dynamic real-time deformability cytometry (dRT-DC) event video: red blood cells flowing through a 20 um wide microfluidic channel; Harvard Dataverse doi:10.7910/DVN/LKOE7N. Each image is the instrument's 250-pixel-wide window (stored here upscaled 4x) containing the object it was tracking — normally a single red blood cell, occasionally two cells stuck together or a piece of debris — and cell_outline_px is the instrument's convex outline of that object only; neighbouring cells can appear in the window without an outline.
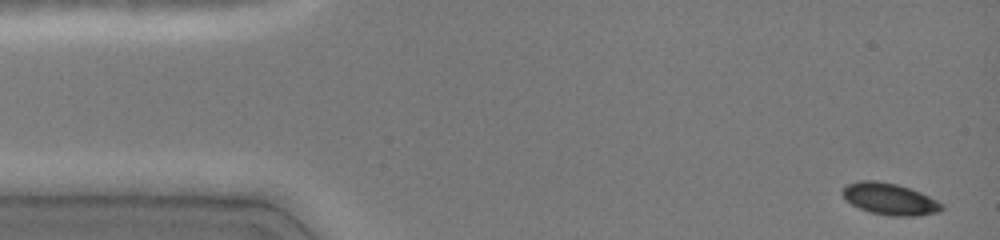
{"species": "common noctule bat (a hibernating species)", "species_latin": "Nyctalus noctula", "temperature_condition": "cold", "stored_images_in_passage": 46, "camera_frame_rate_fps": 3000, "um_per_image_px": 0.085, "animal": {"sex": "female", "body_mass_g": 19.0, "forearm_length_mm": 51.5}, "frame": {"image": 1, "passage_image": 2, "time_ms": 0.333, "image_size_px": [1000, 240], "cell_outline_px": [[944, 208], [940, 212], [916, 216], [892, 216], [872, 212], [860, 208], [852, 204], [840, 192], [848, 184], [860, 180], [876, 180], [896, 184], [920, 192], [944, 204]], "centroid_in_image_um": [75.66, 16.91], "position_along_channel_um": 9.3, "area_um2": 18.15}}
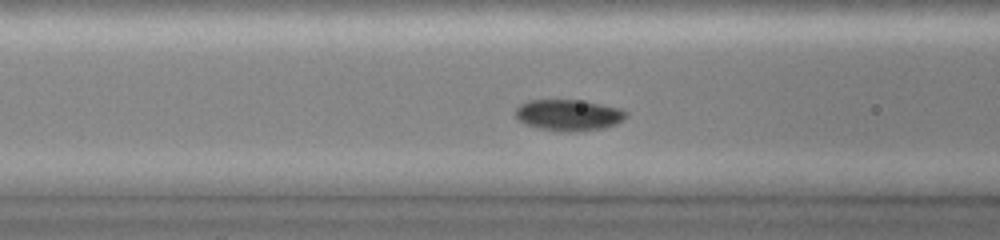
{"frame": {"image": 2, "passage_image": 18, "time_ms": 5.667, "image_size_px": [1000, 240], "cell_outline_px": [[628, 116], [624, 120], [616, 124], [604, 128], [576, 132], [540, 128], [524, 124], [516, 116], [516, 108], [520, 104], [528, 100], [584, 100], [624, 108], [628, 112]], "centroid_in_image_um": [48.41, 9.76], "position_along_channel_um": 118.2, "area_um2": 20.35}}
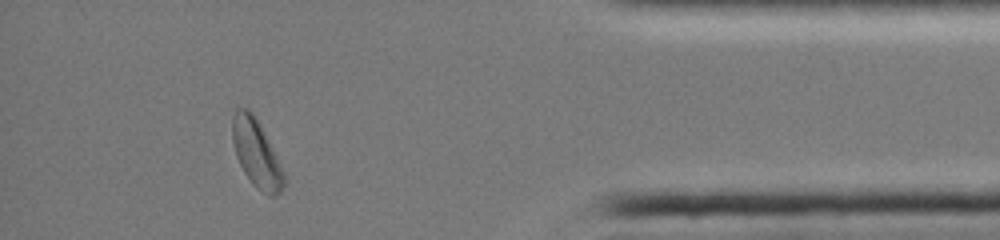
{"frame": {"image": 3, "passage_image": 42, "time_ms": 13.667, "image_size_px": [1000, 240], "cell_outline_px": [[284, 184], [280, 192], [272, 196], [268, 196], [256, 188], [252, 184], [244, 172], [236, 156], [232, 140], [232, 116], [236, 108], [248, 108], [252, 112], [260, 124], [284, 172]], "centroid_in_image_um": [21.77, 13.03], "position_along_channel_um": 413.4, "area_um2": 20.11}, "authors_computed_cell_mechanics": {"area_um2": 18.9584, "velocity_mm_per_s": 4.058, "shape_relaxation_time_tau1_ms": 2.7302, "shape_relaxation_time_tau2_ms": null, "deformation_change_tau1": 0.102, "deformation_change_tau2": null}}